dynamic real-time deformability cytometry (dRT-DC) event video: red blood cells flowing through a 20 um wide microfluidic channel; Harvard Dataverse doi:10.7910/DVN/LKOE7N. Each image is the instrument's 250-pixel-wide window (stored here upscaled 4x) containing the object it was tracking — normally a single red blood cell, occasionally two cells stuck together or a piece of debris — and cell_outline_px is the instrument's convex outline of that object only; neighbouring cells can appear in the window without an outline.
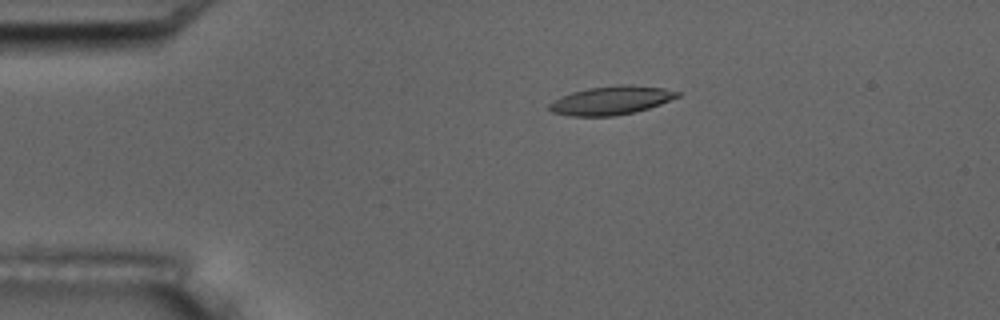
{"species": "common noctule bat (a hibernating species)", "species_latin": "Nyctalus noctula", "temperature_condition": "room temperature", "stored_images_in_passage": 4, "camera_frame_rate_fps": 3000, "um_per_image_px": 0.085, "animal": {"sex": "male", "body_mass_g": 17.5, "forearm_length_mm": 52.3}, "frame": {"image": 1, "passage_image": 2, "time_ms": 1.0, "image_size_px": [1000, 320], "cell_outline_px": [[680, 96], [660, 104], [648, 108], [632, 112], [612, 116], [568, 116], [552, 112], [548, 108], [548, 104], [552, 100], [560, 96], [572, 92], [588, 88], [616, 84], [632, 84], [664, 88], [680, 92]], "centroid_in_image_um": [51.91, 8.52], "position_along_channel_um": 33.1, "area_um2": 21.5}}
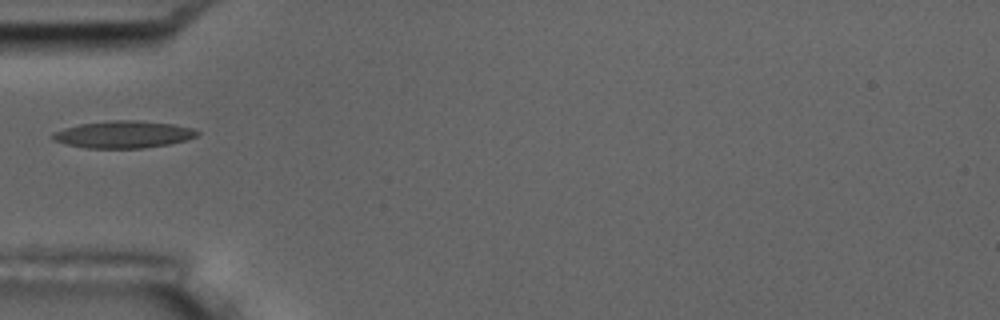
{"frame": {"image": 2, "passage_image": 4, "time_ms": 3.333, "image_size_px": [1000, 320], "cell_outline_px": [[200, 132], [196, 136], [188, 140], [168, 144], [140, 148], [88, 148], [68, 144], [52, 140], [48, 136], [52, 132], [64, 128], [80, 124], [112, 120], [140, 120], [172, 124], [192, 128]], "centroid_in_image_um": [10.46, 11.42], "position_along_channel_um": 74.5, "area_um2": 22.89}}